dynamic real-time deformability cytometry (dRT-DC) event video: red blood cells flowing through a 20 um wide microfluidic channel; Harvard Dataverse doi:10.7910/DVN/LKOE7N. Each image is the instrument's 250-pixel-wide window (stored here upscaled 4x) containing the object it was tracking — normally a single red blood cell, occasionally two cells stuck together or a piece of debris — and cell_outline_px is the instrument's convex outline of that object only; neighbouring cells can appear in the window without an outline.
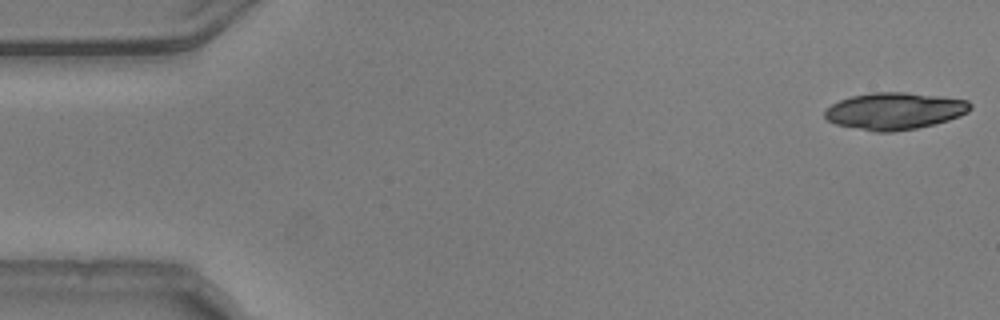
{"species": "common noctule bat (a hibernating species)", "species_latin": "Nyctalus noctula", "temperature_condition": "warm", "stored_images_in_passage": 7, "camera_frame_rate_fps": 3000, "um_per_image_px": 0.085, "animal": {"sex": "male", "body_mass_g": 20.5, "forearm_length_mm": 52.5}, "frame": {"image": 1, "passage_image": 1, "time_ms": 0.0, "image_size_px": [1000, 320], "cell_outline_px": [[972, 108], [968, 112], [960, 116], [948, 120], [916, 128], [892, 132], [876, 132], [836, 124], [828, 120], [824, 116], [824, 112], [832, 104], [840, 100], [852, 96], [872, 92], [904, 92], [940, 96], [968, 100], [972, 104]], "centroid_in_image_um": [76.07, 9.43], "position_along_channel_um": 8.9, "area_um2": 31.21}}